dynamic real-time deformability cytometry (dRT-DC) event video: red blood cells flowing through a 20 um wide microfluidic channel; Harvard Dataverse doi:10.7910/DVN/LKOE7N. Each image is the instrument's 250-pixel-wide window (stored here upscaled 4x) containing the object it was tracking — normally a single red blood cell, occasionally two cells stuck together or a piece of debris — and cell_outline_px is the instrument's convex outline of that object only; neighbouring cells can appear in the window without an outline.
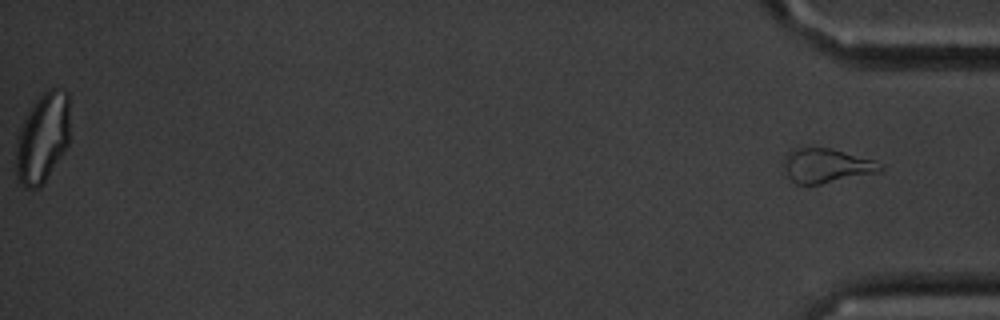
{"species": "common noctule bat (a hibernating species)", "species_latin": "Nyctalus noctula", "temperature_condition": "cold", "stored_images_in_passage": 56, "segment_of_instrument_passage": [2, 2], "camera_frame_rate_fps": 3000, "um_per_image_px": 0.085, "animal": {"sex": "male", "body_mass_g": 20.1, "forearm_length_mm": 53.5}, "frame": {"image": 1, "passage_image": 56, "time_ms": 18.333, "image_size_px": [1000, 320], "cell_outline_px": [[884, 168], [880, 172], [820, 184], [796, 184], [788, 176], [784, 164], [784, 156], [792, 148], [832, 148], [872, 160], [884, 164]], "centroid_in_image_um": [70.26, 14.08], "position_along_channel_um": 364.9, "area_um2": 19.19}}